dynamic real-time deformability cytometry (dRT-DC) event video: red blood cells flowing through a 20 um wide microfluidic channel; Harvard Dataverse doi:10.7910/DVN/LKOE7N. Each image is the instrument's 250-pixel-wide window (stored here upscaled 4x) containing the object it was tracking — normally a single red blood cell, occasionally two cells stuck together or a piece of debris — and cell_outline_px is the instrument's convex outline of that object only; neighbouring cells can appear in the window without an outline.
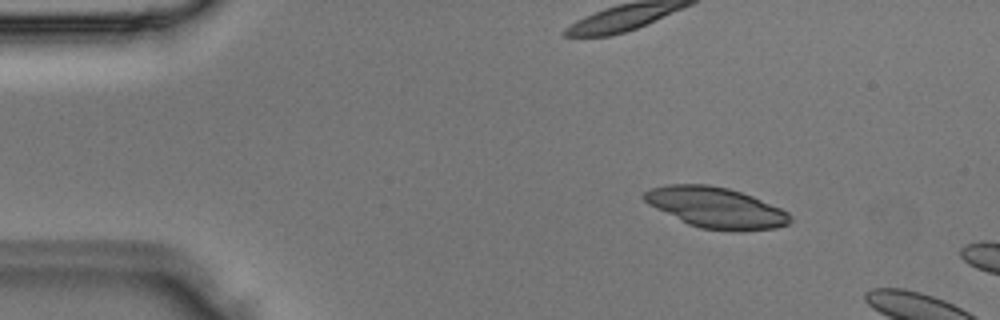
{"species": "Egyptian fruit bat (a non-hibernating species)", "species_latin": "Rousettus aegyptiacus", "temperature_condition": "room temperature", "stored_images_in_passage": 3, "camera_frame_rate_fps": 3000, "um_per_image_px": 0.085, "animal": {"sex": "male"}, "frame": {"image": 1, "passage_image": 2, "time_ms": 0.333, "image_size_px": [1000, 320], "cell_outline_px": [[792, 220], [788, 224], [776, 228], [740, 232], [736, 232], [700, 228], [688, 224], [648, 204], [640, 196], [644, 192], [652, 188], [668, 184], [708, 184], [728, 188], [752, 196], [780, 208], [788, 212], [792, 216]], "centroid_in_image_um": [60.87, 17.66], "position_along_channel_um": 24.1, "area_um2": 34.74}}